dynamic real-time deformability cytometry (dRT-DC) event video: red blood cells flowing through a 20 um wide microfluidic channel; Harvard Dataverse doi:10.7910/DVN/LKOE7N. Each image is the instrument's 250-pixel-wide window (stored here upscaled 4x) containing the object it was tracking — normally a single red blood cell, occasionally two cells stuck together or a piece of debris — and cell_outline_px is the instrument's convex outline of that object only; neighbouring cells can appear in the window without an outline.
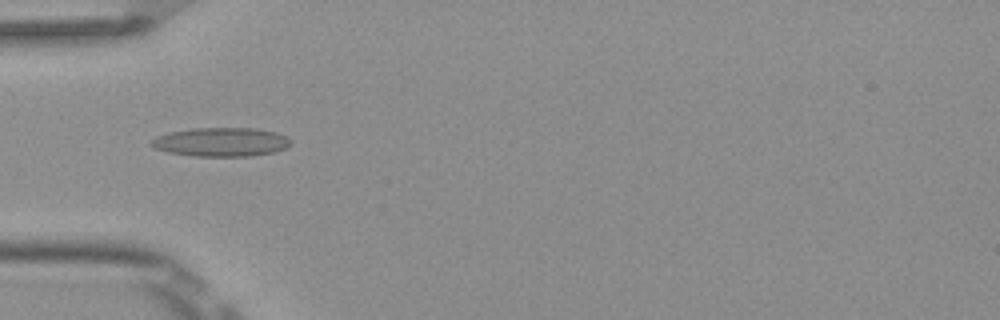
{"species": "Egyptian fruit bat (a non-hibernating species)", "species_latin": "Rousettus aegyptiacus", "temperature_condition": "room temperature", "stored_images_in_passage": 7, "camera_frame_rate_fps": 3000, "um_per_image_px": 0.085, "frame": {"image": 1, "passage_image": 4, "time_ms": 1.0, "image_size_px": [1000, 320], "cell_outline_px": [[292, 144], [288, 148], [272, 152], [252, 156], [192, 156], [168, 152], [156, 148], [148, 144], [156, 136], [168, 132], [192, 128], [256, 128], [276, 132], [288, 136], [292, 140]], "centroid_in_image_um": [18.83, 12.06], "position_along_channel_um": 66.2, "area_um2": 23.76}}
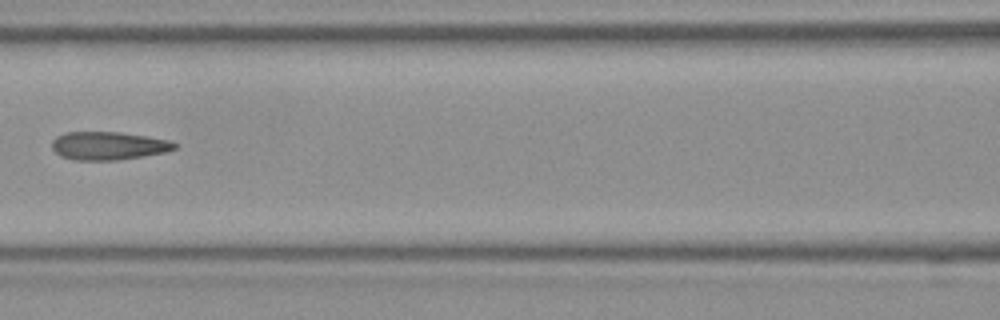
{"frame": {"image": 2, "passage_image": 6, "time_ms": 1.667, "image_size_px": [1000, 320], "cell_outline_px": [[176, 148], [168, 152], [144, 156], [116, 160], [72, 160], [60, 156], [52, 148], [52, 140], [56, 136], [64, 132], [120, 132], [148, 136], [172, 140], [176, 144]], "centroid_in_image_um": [9.23, 12.39], "position_along_channel_um": 157.4, "area_um2": 20.4}}
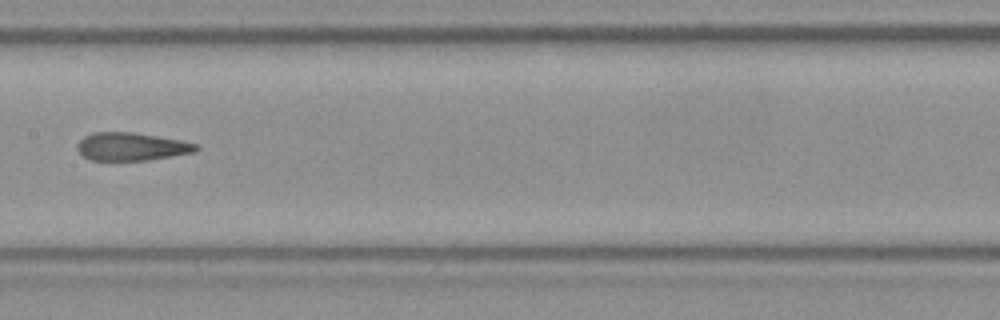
{"frame": {"image": 3, "passage_image": 7, "time_ms": 2.0, "image_size_px": [1000, 320], "cell_outline_px": [[200, 148], [196, 152], [148, 160], [88, 160], [76, 148], [76, 144], [84, 136], [92, 132], [132, 132], [184, 140], [200, 144]], "centroid_in_image_um": [11.22, 12.45], "position_along_channel_um": 196.2, "area_um2": 19.65}}